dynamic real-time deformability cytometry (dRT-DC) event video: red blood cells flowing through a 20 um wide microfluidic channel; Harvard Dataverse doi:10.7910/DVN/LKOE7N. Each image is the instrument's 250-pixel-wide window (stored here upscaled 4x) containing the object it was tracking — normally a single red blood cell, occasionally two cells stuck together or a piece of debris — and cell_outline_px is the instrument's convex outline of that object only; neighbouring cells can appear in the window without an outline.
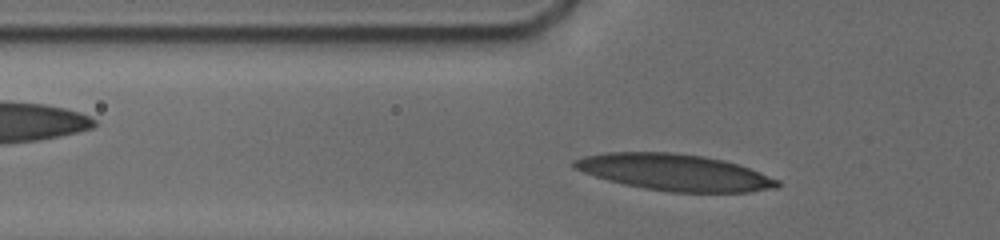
{"species": "human", "species_latin": "Homo sapiens", "temperature_condition": "cold", "stored_images_in_passage": 15, "camera_frame_rate_fps": 3000, "um_per_image_px": 0.085, "donor": {"sex": "male"}, "frame": {"image": 1, "passage_image": 2, "time_ms": 0.333, "image_size_px": [1000, 240], "cell_outline_px": [[780, 188], [748, 192], [672, 192], [644, 188], [624, 184], [608, 180], [572, 168], [572, 160], [584, 156], [608, 152], [672, 152], [704, 156], [724, 160], [740, 164], [780, 180]], "centroid_in_image_um": [57.38, 14.64], "position_along_channel_um": 68.4, "area_um2": 43.41}}
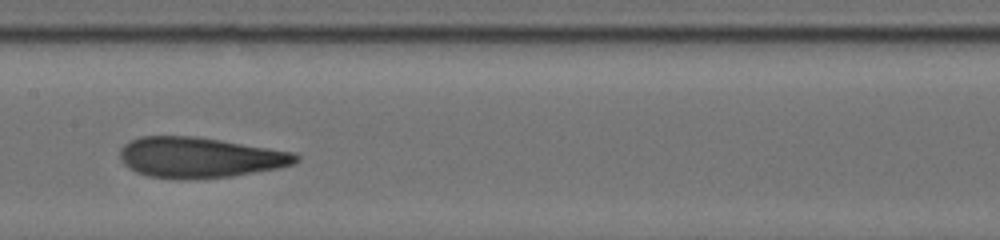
{"frame": {"image": 2, "passage_image": 9, "time_ms": 3.667, "image_size_px": [1000, 240], "cell_outline_px": [[300, 160], [296, 164], [280, 168], [228, 176], [184, 180], [148, 176], [136, 172], [128, 168], [120, 160], [120, 148], [128, 140], [140, 136], [196, 136], [296, 152], [300, 156]], "centroid_in_image_um": [16.98, 13.38], "position_along_channel_um": 190.4, "area_um2": 41.96}}
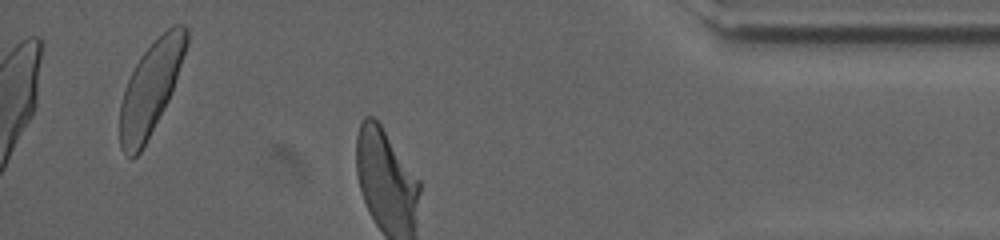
{"frame": {"image": 3, "passage_image": 15, "time_ms": 10.0, "image_size_px": [1000, 240], "cell_outline_px": [[188, 44], [172, 92], [164, 108], [140, 152], [132, 160], [120, 148], [120, 104], [124, 88], [140, 56], [172, 24], [184, 24], [188, 28]], "centroid_in_image_um": [12.82, 7.48], "position_along_channel_um": 422.4, "area_um2": 35.37}, "authors_computed_cell_mechanics": {"area_um2": 41.3848, "velocity_mm_per_s": 3.7832, "shape_relaxation_time_tau1_ms": 8.7043, "shape_relaxation_time_tau2_ms": 1.7825, "deformation_change_tau1": 0.2684, "deformation_change_tau2": 0.0922}}